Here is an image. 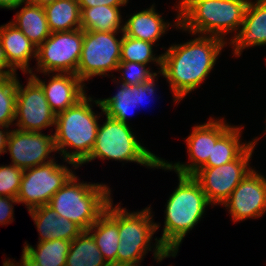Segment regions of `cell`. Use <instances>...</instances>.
Here are the masks:
<instances>
[{
    "mask_svg": "<svg viewBox=\"0 0 266 266\" xmlns=\"http://www.w3.org/2000/svg\"><path fill=\"white\" fill-rule=\"evenodd\" d=\"M227 44L218 37L198 35L184 44L171 45L162 55L160 74L167 79L174 102H180L206 79Z\"/></svg>",
    "mask_w": 266,
    "mask_h": 266,
    "instance_id": "6da1fadb",
    "label": "cell"
},
{
    "mask_svg": "<svg viewBox=\"0 0 266 266\" xmlns=\"http://www.w3.org/2000/svg\"><path fill=\"white\" fill-rule=\"evenodd\" d=\"M178 186L167 200L165 222L161 238H155V260L175 257L186 234L202 218L210 205L201 185L192 175L178 174Z\"/></svg>",
    "mask_w": 266,
    "mask_h": 266,
    "instance_id": "7a4b0ae2",
    "label": "cell"
},
{
    "mask_svg": "<svg viewBox=\"0 0 266 266\" xmlns=\"http://www.w3.org/2000/svg\"><path fill=\"white\" fill-rule=\"evenodd\" d=\"M175 26L193 35L224 40L225 34L239 30L249 0H180Z\"/></svg>",
    "mask_w": 266,
    "mask_h": 266,
    "instance_id": "3957f363",
    "label": "cell"
},
{
    "mask_svg": "<svg viewBox=\"0 0 266 266\" xmlns=\"http://www.w3.org/2000/svg\"><path fill=\"white\" fill-rule=\"evenodd\" d=\"M91 101L95 100L85 95L75 105L56 115L55 147L74 169L82 165L95 145L99 117L93 112ZM66 147L75 150L69 152Z\"/></svg>",
    "mask_w": 266,
    "mask_h": 266,
    "instance_id": "277c9868",
    "label": "cell"
},
{
    "mask_svg": "<svg viewBox=\"0 0 266 266\" xmlns=\"http://www.w3.org/2000/svg\"><path fill=\"white\" fill-rule=\"evenodd\" d=\"M72 175L68 181L55 192L47 204L58 216L67 218L87 231L105 212L112 200L111 190L105 184H87L77 182Z\"/></svg>",
    "mask_w": 266,
    "mask_h": 266,
    "instance_id": "5b68a950",
    "label": "cell"
},
{
    "mask_svg": "<svg viewBox=\"0 0 266 266\" xmlns=\"http://www.w3.org/2000/svg\"><path fill=\"white\" fill-rule=\"evenodd\" d=\"M105 116L106 121L98 128L95 145L82 164L100 158L136 162L143 166L159 168L162 158L140 144L128 123Z\"/></svg>",
    "mask_w": 266,
    "mask_h": 266,
    "instance_id": "8992f818",
    "label": "cell"
},
{
    "mask_svg": "<svg viewBox=\"0 0 266 266\" xmlns=\"http://www.w3.org/2000/svg\"><path fill=\"white\" fill-rule=\"evenodd\" d=\"M151 207L138 212H127L118 205L119 246L116 264L141 263L143 256L151 251L152 236L160 227L154 223Z\"/></svg>",
    "mask_w": 266,
    "mask_h": 266,
    "instance_id": "52a82bcc",
    "label": "cell"
},
{
    "mask_svg": "<svg viewBox=\"0 0 266 266\" xmlns=\"http://www.w3.org/2000/svg\"><path fill=\"white\" fill-rule=\"evenodd\" d=\"M118 32L85 31L82 53L76 75L84 82L94 76H105L116 70L120 63L121 42L116 38Z\"/></svg>",
    "mask_w": 266,
    "mask_h": 266,
    "instance_id": "ba28073f",
    "label": "cell"
},
{
    "mask_svg": "<svg viewBox=\"0 0 266 266\" xmlns=\"http://www.w3.org/2000/svg\"><path fill=\"white\" fill-rule=\"evenodd\" d=\"M257 141V138L250 141L249 147L236 160L217 167H201L192 175L201 185L211 205H223L252 170L248 165Z\"/></svg>",
    "mask_w": 266,
    "mask_h": 266,
    "instance_id": "9c48e42d",
    "label": "cell"
},
{
    "mask_svg": "<svg viewBox=\"0 0 266 266\" xmlns=\"http://www.w3.org/2000/svg\"><path fill=\"white\" fill-rule=\"evenodd\" d=\"M84 30L54 32L37 47V70L76 75L83 46Z\"/></svg>",
    "mask_w": 266,
    "mask_h": 266,
    "instance_id": "30bf717a",
    "label": "cell"
},
{
    "mask_svg": "<svg viewBox=\"0 0 266 266\" xmlns=\"http://www.w3.org/2000/svg\"><path fill=\"white\" fill-rule=\"evenodd\" d=\"M74 174L66 165L54 161L25 169L17 195L19 203H24L28 211L47 205L68 179Z\"/></svg>",
    "mask_w": 266,
    "mask_h": 266,
    "instance_id": "8fae6325",
    "label": "cell"
},
{
    "mask_svg": "<svg viewBox=\"0 0 266 266\" xmlns=\"http://www.w3.org/2000/svg\"><path fill=\"white\" fill-rule=\"evenodd\" d=\"M15 120V125L23 131L41 132L55 126L56 114L51 110L42 87L31 76L25 88L17 79Z\"/></svg>",
    "mask_w": 266,
    "mask_h": 266,
    "instance_id": "7c38bea8",
    "label": "cell"
},
{
    "mask_svg": "<svg viewBox=\"0 0 266 266\" xmlns=\"http://www.w3.org/2000/svg\"><path fill=\"white\" fill-rule=\"evenodd\" d=\"M230 127L231 125L226 124L224 120L214 119L213 121L212 118L207 123L194 126L193 131L185 140L191 164L180 162L172 164L162 159L159 168L164 170L174 169L180 175H193L208 159H212L213 146Z\"/></svg>",
    "mask_w": 266,
    "mask_h": 266,
    "instance_id": "4fadbf2b",
    "label": "cell"
},
{
    "mask_svg": "<svg viewBox=\"0 0 266 266\" xmlns=\"http://www.w3.org/2000/svg\"><path fill=\"white\" fill-rule=\"evenodd\" d=\"M6 150L11 155L13 165L23 170L54 161L55 158L48 160V156L57 151L54 135L20 129L10 132Z\"/></svg>",
    "mask_w": 266,
    "mask_h": 266,
    "instance_id": "5bb4252c",
    "label": "cell"
},
{
    "mask_svg": "<svg viewBox=\"0 0 266 266\" xmlns=\"http://www.w3.org/2000/svg\"><path fill=\"white\" fill-rule=\"evenodd\" d=\"M235 221L262 217L266 212V178L251 170L223 204Z\"/></svg>",
    "mask_w": 266,
    "mask_h": 266,
    "instance_id": "9a60e30c",
    "label": "cell"
},
{
    "mask_svg": "<svg viewBox=\"0 0 266 266\" xmlns=\"http://www.w3.org/2000/svg\"><path fill=\"white\" fill-rule=\"evenodd\" d=\"M31 77L42 87L51 110L57 115L75 105L86 94L83 81L72 73H56L48 83L34 73Z\"/></svg>",
    "mask_w": 266,
    "mask_h": 266,
    "instance_id": "2e32d148",
    "label": "cell"
},
{
    "mask_svg": "<svg viewBox=\"0 0 266 266\" xmlns=\"http://www.w3.org/2000/svg\"><path fill=\"white\" fill-rule=\"evenodd\" d=\"M232 38L233 55L237 57L249 46L266 45V0L249 1L243 24Z\"/></svg>",
    "mask_w": 266,
    "mask_h": 266,
    "instance_id": "e0dca14e",
    "label": "cell"
},
{
    "mask_svg": "<svg viewBox=\"0 0 266 266\" xmlns=\"http://www.w3.org/2000/svg\"><path fill=\"white\" fill-rule=\"evenodd\" d=\"M0 42L8 64L16 71L32 73L29 61L37 56V47L27 36L11 22L0 26Z\"/></svg>",
    "mask_w": 266,
    "mask_h": 266,
    "instance_id": "ac0fdd59",
    "label": "cell"
},
{
    "mask_svg": "<svg viewBox=\"0 0 266 266\" xmlns=\"http://www.w3.org/2000/svg\"><path fill=\"white\" fill-rule=\"evenodd\" d=\"M71 242L63 239L47 240L38 242L36 249L26 244L20 264L8 259L3 262V266H66Z\"/></svg>",
    "mask_w": 266,
    "mask_h": 266,
    "instance_id": "d6986e66",
    "label": "cell"
},
{
    "mask_svg": "<svg viewBox=\"0 0 266 266\" xmlns=\"http://www.w3.org/2000/svg\"><path fill=\"white\" fill-rule=\"evenodd\" d=\"M29 214L39 232V242L55 239L72 241L83 232L77 224L58 216L48 205L29 210Z\"/></svg>",
    "mask_w": 266,
    "mask_h": 266,
    "instance_id": "ffe728a7",
    "label": "cell"
},
{
    "mask_svg": "<svg viewBox=\"0 0 266 266\" xmlns=\"http://www.w3.org/2000/svg\"><path fill=\"white\" fill-rule=\"evenodd\" d=\"M111 200L105 212L87 230L92 233L98 249L101 251L107 264H116V254L119 246L118 232V205L112 206Z\"/></svg>",
    "mask_w": 266,
    "mask_h": 266,
    "instance_id": "44dd1931",
    "label": "cell"
},
{
    "mask_svg": "<svg viewBox=\"0 0 266 266\" xmlns=\"http://www.w3.org/2000/svg\"><path fill=\"white\" fill-rule=\"evenodd\" d=\"M154 7L133 14L124 24L123 34L155 44L168 31L170 23H166Z\"/></svg>",
    "mask_w": 266,
    "mask_h": 266,
    "instance_id": "7402d4cb",
    "label": "cell"
},
{
    "mask_svg": "<svg viewBox=\"0 0 266 266\" xmlns=\"http://www.w3.org/2000/svg\"><path fill=\"white\" fill-rule=\"evenodd\" d=\"M24 4L25 6L14 17V21L10 22L38 47L51 35L46 12L44 7L30 4L27 1Z\"/></svg>",
    "mask_w": 266,
    "mask_h": 266,
    "instance_id": "603a6c76",
    "label": "cell"
},
{
    "mask_svg": "<svg viewBox=\"0 0 266 266\" xmlns=\"http://www.w3.org/2000/svg\"><path fill=\"white\" fill-rule=\"evenodd\" d=\"M44 9L51 33L81 28V9L78 0H56Z\"/></svg>",
    "mask_w": 266,
    "mask_h": 266,
    "instance_id": "cb8c5ba5",
    "label": "cell"
},
{
    "mask_svg": "<svg viewBox=\"0 0 266 266\" xmlns=\"http://www.w3.org/2000/svg\"><path fill=\"white\" fill-rule=\"evenodd\" d=\"M102 112L116 120L127 123L130 111L138 108L139 90L137 85L122 84L118 92L109 98L94 101ZM133 108V109H132Z\"/></svg>",
    "mask_w": 266,
    "mask_h": 266,
    "instance_id": "d4e9b609",
    "label": "cell"
},
{
    "mask_svg": "<svg viewBox=\"0 0 266 266\" xmlns=\"http://www.w3.org/2000/svg\"><path fill=\"white\" fill-rule=\"evenodd\" d=\"M120 7L94 6L81 9V29L85 31H105L123 33ZM122 26V27H121Z\"/></svg>",
    "mask_w": 266,
    "mask_h": 266,
    "instance_id": "484cf974",
    "label": "cell"
},
{
    "mask_svg": "<svg viewBox=\"0 0 266 266\" xmlns=\"http://www.w3.org/2000/svg\"><path fill=\"white\" fill-rule=\"evenodd\" d=\"M66 266H109L91 233L83 231L71 242Z\"/></svg>",
    "mask_w": 266,
    "mask_h": 266,
    "instance_id": "4316f807",
    "label": "cell"
},
{
    "mask_svg": "<svg viewBox=\"0 0 266 266\" xmlns=\"http://www.w3.org/2000/svg\"><path fill=\"white\" fill-rule=\"evenodd\" d=\"M241 128L231 126L215 143L212 159L202 167H217L236 160L248 147L249 143L240 142Z\"/></svg>",
    "mask_w": 266,
    "mask_h": 266,
    "instance_id": "83f0119b",
    "label": "cell"
},
{
    "mask_svg": "<svg viewBox=\"0 0 266 266\" xmlns=\"http://www.w3.org/2000/svg\"><path fill=\"white\" fill-rule=\"evenodd\" d=\"M153 43L125 36L121 42L120 62H137L147 65L156 62L162 68V55L155 57L153 54Z\"/></svg>",
    "mask_w": 266,
    "mask_h": 266,
    "instance_id": "f1b7e54d",
    "label": "cell"
},
{
    "mask_svg": "<svg viewBox=\"0 0 266 266\" xmlns=\"http://www.w3.org/2000/svg\"><path fill=\"white\" fill-rule=\"evenodd\" d=\"M16 74L0 76V126L9 128L15 121Z\"/></svg>",
    "mask_w": 266,
    "mask_h": 266,
    "instance_id": "f546056e",
    "label": "cell"
},
{
    "mask_svg": "<svg viewBox=\"0 0 266 266\" xmlns=\"http://www.w3.org/2000/svg\"><path fill=\"white\" fill-rule=\"evenodd\" d=\"M23 169L13 165L0 166V196L17 198L23 177Z\"/></svg>",
    "mask_w": 266,
    "mask_h": 266,
    "instance_id": "4dcf8cb0",
    "label": "cell"
},
{
    "mask_svg": "<svg viewBox=\"0 0 266 266\" xmlns=\"http://www.w3.org/2000/svg\"><path fill=\"white\" fill-rule=\"evenodd\" d=\"M147 65L137 62H120L116 71L122 72V84L138 85L152 77L156 72L145 68Z\"/></svg>",
    "mask_w": 266,
    "mask_h": 266,
    "instance_id": "1f68e13d",
    "label": "cell"
},
{
    "mask_svg": "<svg viewBox=\"0 0 266 266\" xmlns=\"http://www.w3.org/2000/svg\"><path fill=\"white\" fill-rule=\"evenodd\" d=\"M19 203L18 199L9 196H0V224L7 225L13 220V204Z\"/></svg>",
    "mask_w": 266,
    "mask_h": 266,
    "instance_id": "d6a6232c",
    "label": "cell"
},
{
    "mask_svg": "<svg viewBox=\"0 0 266 266\" xmlns=\"http://www.w3.org/2000/svg\"><path fill=\"white\" fill-rule=\"evenodd\" d=\"M157 74H160V71H159V73H155L147 81H144L142 84H138L137 85V89L139 90V103H138V106L142 105V103L144 101H147L149 96L153 97V95L155 94L154 93V91L156 89V87H155L156 86L155 85V78L157 77Z\"/></svg>",
    "mask_w": 266,
    "mask_h": 266,
    "instance_id": "836d02e7",
    "label": "cell"
},
{
    "mask_svg": "<svg viewBox=\"0 0 266 266\" xmlns=\"http://www.w3.org/2000/svg\"><path fill=\"white\" fill-rule=\"evenodd\" d=\"M128 0H78L80 8H91L94 6L120 7L126 5Z\"/></svg>",
    "mask_w": 266,
    "mask_h": 266,
    "instance_id": "e575fe53",
    "label": "cell"
},
{
    "mask_svg": "<svg viewBox=\"0 0 266 266\" xmlns=\"http://www.w3.org/2000/svg\"><path fill=\"white\" fill-rule=\"evenodd\" d=\"M11 74H16V71L8 64V61L5 57L4 49L0 42V76Z\"/></svg>",
    "mask_w": 266,
    "mask_h": 266,
    "instance_id": "d590c367",
    "label": "cell"
},
{
    "mask_svg": "<svg viewBox=\"0 0 266 266\" xmlns=\"http://www.w3.org/2000/svg\"><path fill=\"white\" fill-rule=\"evenodd\" d=\"M0 128H7V127H1ZM3 129H0V154L7 152L6 148H7V141H8V137L9 134L11 132V130L8 131V129H6L5 131ZM3 130V131H2Z\"/></svg>",
    "mask_w": 266,
    "mask_h": 266,
    "instance_id": "8d00e7d4",
    "label": "cell"
},
{
    "mask_svg": "<svg viewBox=\"0 0 266 266\" xmlns=\"http://www.w3.org/2000/svg\"><path fill=\"white\" fill-rule=\"evenodd\" d=\"M26 0H0V8L4 9H16L23 5Z\"/></svg>",
    "mask_w": 266,
    "mask_h": 266,
    "instance_id": "74e56055",
    "label": "cell"
},
{
    "mask_svg": "<svg viewBox=\"0 0 266 266\" xmlns=\"http://www.w3.org/2000/svg\"><path fill=\"white\" fill-rule=\"evenodd\" d=\"M27 2H29L30 4L33 5H38L41 7H45L49 4H52L53 2H55L56 0H26Z\"/></svg>",
    "mask_w": 266,
    "mask_h": 266,
    "instance_id": "f35d334b",
    "label": "cell"
},
{
    "mask_svg": "<svg viewBox=\"0 0 266 266\" xmlns=\"http://www.w3.org/2000/svg\"><path fill=\"white\" fill-rule=\"evenodd\" d=\"M110 266H139V262L137 263H126V264H113Z\"/></svg>",
    "mask_w": 266,
    "mask_h": 266,
    "instance_id": "ab89813d",
    "label": "cell"
}]
</instances>
